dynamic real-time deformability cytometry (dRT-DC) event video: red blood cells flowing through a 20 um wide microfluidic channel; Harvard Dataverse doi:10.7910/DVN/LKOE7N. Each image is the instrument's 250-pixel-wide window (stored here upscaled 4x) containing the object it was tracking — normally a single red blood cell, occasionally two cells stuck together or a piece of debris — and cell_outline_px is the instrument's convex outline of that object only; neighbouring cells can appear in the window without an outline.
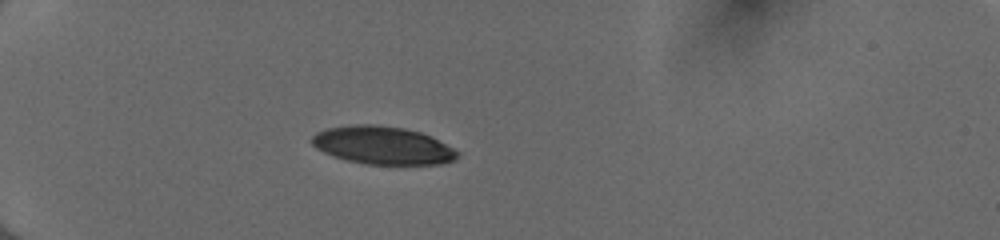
{"species": "human", "species_latin": "Homo sapiens", "temperature_condition": "cold", "stored_images_in_passage": 36, "camera_frame_rate_fps": 3000, "um_per_image_px": 0.085, "donor": {"sex": "female"}, "frame": {"image": 1, "passage_image": 1, "time_ms": 0.0, "image_size_px": [1000, 240], "cell_outline_px": [[460, 152], [456, 160], [440, 164], [368, 164], [348, 160], [324, 152], [316, 148], [312, 144], [312, 136], [316, 132], [328, 128], [352, 124], [376, 124], [404, 128], [420, 132], [432, 136]], "centroid_in_image_um": [32.56, 12.34], "position_along_channel_um": 52.4, "area_um2": 32.14}}
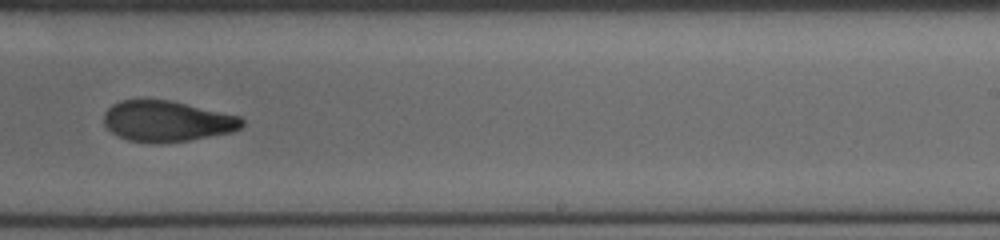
{"frame": {"image": 2, "passage_image": 20, "time_ms": 6.333, "image_size_px": [1000, 240], "cell_outline_px": [[244, 124], [240, 128], [232, 132], [188, 140], [152, 144], [128, 140], [112, 132], [104, 124], [104, 112], [112, 104], [120, 100], [172, 100], [240, 116], [244, 120]], "centroid_in_image_um": [14.2, 10.3], "position_along_channel_um": 274.8, "area_um2": 32.89}}
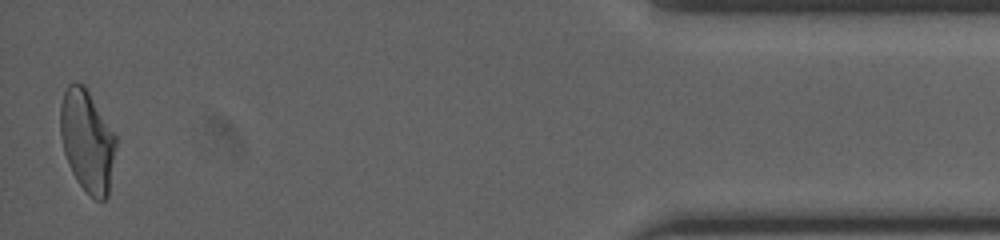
{"frame": {"image": 3, "passage_image": 36, "time_ms": 11.667, "image_size_px": [1000, 240], "cell_outline_px": [[116, 144], [108, 196], [104, 200], [96, 200], [76, 180], [68, 164], [64, 152], [60, 136], [60, 104], [64, 92], [68, 84], [76, 80], [84, 84], [116, 136]], "centroid_in_image_um": [7.39, 11.94], "position_along_channel_um": 427.8, "area_um2": 32.95}, "authors_computed_cell_mechanics": {"area_um2": 33.5529, "velocity_mm_per_s": 4.0532, "shape_relaxation_time_tau1_ms": 7.3538, "shape_relaxation_time_tau2_ms": 3.3028, "deformation_change_tau1": 0.1909, "deformation_change_tau2": 0.0978}}